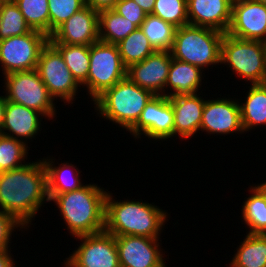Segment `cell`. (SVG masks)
<instances>
[{
	"instance_id": "cell-1",
	"label": "cell",
	"mask_w": 266,
	"mask_h": 267,
	"mask_svg": "<svg viewBox=\"0 0 266 267\" xmlns=\"http://www.w3.org/2000/svg\"><path fill=\"white\" fill-rule=\"evenodd\" d=\"M48 196L47 170L41 158L0 173V210L27 229ZM37 212V213H36Z\"/></svg>"
},
{
	"instance_id": "cell-2",
	"label": "cell",
	"mask_w": 266,
	"mask_h": 267,
	"mask_svg": "<svg viewBox=\"0 0 266 267\" xmlns=\"http://www.w3.org/2000/svg\"><path fill=\"white\" fill-rule=\"evenodd\" d=\"M107 191L96 184L61 194H48L73 237L96 234L105 230Z\"/></svg>"
},
{
	"instance_id": "cell-3",
	"label": "cell",
	"mask_w": 266,
	"mask_h": 267,
	"mask_svg": "<svg viewBox=\"0 0 266 267\" xmlns=\"http://www.w3.org/2000/svg\"><path fill=\"white\" fill-rule=\"evenodd\" d=\"M168 213L143 201L114 200L106 196L105 231L113 236L135 235L159 238Z\"/></svg>"
},
{
	"instance_id": "cell-4",
	"label": "cell",
	"mask_w": 266,
	"mask_h": 267,
	"mask_svg": "<svg viewBox=\"0 0 266 267\" xmlns=\"http://www.w3.org/2000/svg\"><path fill=\"white\" fill-rule=\"evenodd\" d=\"M153 96L151 91L139 87L126 77L105 90L93 102L100 117L129 131Z\"/></svg>"
},
{
	"instance_id": "cell-5",
	"label": "cell",
	"mask_w": 266,
	"mask_h": 267,
	"mask_svg": "<svg viewBox=\"0 0 266 267\" xmlns=\"http://www.w3.org/2000/svg\"><path fill=\"white\" fill-rule=\"evenodd\" d=\"M224 33L201 26L184 25L176 29L172 58L204 69L221 64V44Z\"/></svg>"
},
{
	"instance_id": "cell-6",
	"label": "cell",
	"mask_w": 266,
	"mask_h": 267,
	"mask_svg": "<svg viewBox=\"0 0 266 267\" xmlns=\"http://www.w3.org/2000/svg\"><path fill=\"white\" fill-rule=\"evenodd\" d=\"M250 84L266 83V54L262 41L245 40L224 34L221 64Z\"/></svg>"
},
{
	"instance_id": "cell-7",
	"label": "cell",
	"mask_w": 266,
	"mask_h": 267,
	"mask_svg": "<svg viewBox=\"0 0 266 267\" xmlns=\"http://www.w3.org/2000/svg\"><path fill=\"white\" fill-rule=\"evenodd\" d=\"M4 76L6 101L34 109L49 120L56 117L54 99L42 82L37 69L12 72Z\"/></svg>"
},
{
	"instance_id": "cell-8",
	"label": "cell",
	"mask_w": 266,
	"mask_h": 267,
	"mask_svg": "<svg viewBox=\"0 0 266 267\" xmlns=\"http://www.w3.org/2000/svg\"><path fill=\"white\" fill-rule=\"evenodd\" d=\"M126 71L117 44L97 41L90 45L88 79L81 86H86L91 101H94L105 90L125 79Z\"/></svg>"
},
{
	"instance_id": "cell-9",
	"label": "cell",
	"mask_w": 266,
	"mask_h": 267,
	"mask_svg": "<svg viewBox=\"0 0 266 267\" xmlns=\"http://www.w3.org/2000/svg\"><path fill=\"white\" fill-rule=\"evenodd\" d=\"M48 42L49 37L36 30L0 40L2 74L36 69L40 53Z\"/></svg>"
},
{
	"instance_id": "cell-10",
	"label": "cell",
	"mask_w": 266,
	"mask_h": 267,
	"mask_svg": "<svg viewBox=\"0 0 266 267\" xmlns=\"http://www.w3.org/2000/svg\"><path fill=\"white\" fill-rule=\"evenodd\" d=\"M36 69L54 100L60 98L64 103H73L80 84L73 77L60 52L50 42L42 49Z\"/></svg>"
},
{
	"instance_id": "cell-11",
	"label": "cell",
	"mask_w": 266,
	"mask_h": 267,
	"mask_svg": "<svg viewBox=\"0 0 266 267\" xmlns=\"http://www.w3.org/2000/svg\"><path fill=\"white\" fill-rule=\"evenodd\" d=\"M74 238L82 243L66 258L73 267H120L115 236L112 234L104 230Z\"/></svg>"
},
{
	"instance_id": "cell-12",
	"label": "cell",
	"mask_w": 266,
	"mask_h": 267,
	"mask_svg": "<svg viewBox=\"0 0 266 267\" xmlns=\"http://www.w3.org/2000/svg\"><path fill=\"white\" fill-rule=\"evenodd\" d=\"M134 138L160 141L174 137V113L169 97L154 95L146 104L137 123L128 131ZM159 139V140H158Z\"/></svg>"
},
{
	"instance_id": "cell-13",
	"label": "cell",
	"mask_w": 266,
	"mask_h": 267,
	"mask_svg": "<svg viewBox=\"0 0 266 267\" xmlns=\"http://www.w3.org/2000/svg\"><path fill=\"white\" fill-rule=\"evenodd\" d=\"M230 36L245 40L266 41V5L256 0H233Z\"/></svg>"
},
{
	"instance_id": "cell-14",
	"label": "cell",
	"mask_w": 266,
	"mask_h": 267,
	"mask_svg": "<svg viewBox=\"0 0 266 267\" xmlns=\"http://www.w3.org/2000/svg\"><path fill=\"white\" fill-rule=\"evenodd\" d=\"M159 241L135 235L115 236L120 267H167Z\"/></svg>"
},
{
	"instance_id": "cell-15",
	"label": "cell",
	"mask_w": 266,
	"mask_h": 267,
	"mask_svg": "<svg viewBox=\"0 0 266 267\" xmlns=\"http://www.w3.org/2000/svg\"><path fill=\"white\" fill-rule=\"evenodd\" d=\"M99 41V12L85 5L49 37L51 44L92 45Z\"/></svg>"
},
{
	"instance_id": "cell-16",
	"label": "cell",
	"mask_w": 266,
	"mask_h": 267,
	"mask_svg": "<svg viewBox=\"0 0 266 267\" xmlns=\"http://www.w3.org/2000/svg\"><path fill=\"white\" fill-rule=\"evenodd\" d=\"M238 99L217 98L205 100L200 131L227 135L244 133Z\"/></svg>"
},
{
	"instance_id": "cell-17",
	"label": "cell",
	"mask_w": 266,
	"mask_h": 267,
	"mask_svg": "<svg viewBox=\"0 0 266 267\" xmlns=\"http://www.w3.org/2000/svg\"><path fill=\"white\" fill-rule=\"evenodd\" d=\"M171 64L169 51H155L141 62L130 65L126 77L154 95L165 96V86Z\"/></svg>"
},
{
	"instance_id": "cell-18",
	"label": "cell",
	"mask_w": 266,
	"mask_h": 267,
	"mask_svg": "<svg viewBox=\"0 0 266 267\" xmlns=\"http://www.w3.org/2000/svg\"><path fill=\"white\" fill-rule=\"evenodd\" d=\"M233 0H187L190 25L226 33L231 22Z\"/></svg>"
},
{
	"instance_id": "cell-19",
	"label": "cell",
	"mask_w": 266,
	"mask_h": 267,
	"mask_svg": "<svg viewBox=\"0 0 266 267\" xmlns=\"http://www.w3.org/2000/svg\"><path fill=\"white\" fill-rule=\"evenodd\" d=\"M174 113V137L190 139L200 130L205 99L199 95L171 96Z\"/></svg>"
},
{
	"instance_id": "cell-20",
	"label": "cell",
	"mask_w": 266,
	"mask_h": 267,
	"mask_svg": "<svg viewBox=\"0 0 266 267\" xmlns=\"http://www.w3.org/2000/svg\"><path fill=\"white\" fill-rule=\"evenodd\" d=\"M41 116L34 109L6 101L2 134L27 143V139L31 140L42 130Z\"/></svg>"
},
{
	"instance_id": "cell-21",
	"label": "cell",
	"mask_w": 266,
	"mask_h": 267,
	"mask_svg": "<svg viewBox=\"0 0 266 267\" xmlns=\"http://www.w3.org/2000/svg\"><path fill=\"white\" fill-rule=\"evenodd\" d=\"M203 71L197 66L179 61L171 56V64L165 86V96L196 94L202 85V78L204 79ZM168 88L171 92H168Z\"/></svg>"
},
{
	"instance_id": "cell-22",
	"label": "cell",
	"mask_w": 266,
	"mask_h": 267,
	"mask_svg": "<svg viewBox=\"0 0 266 267\" xmlns=\"http://www.w3.org/2000/svg\"><path fill=\"white\" fill-rule=\"evenodd\" d=\"M245 102L239 103L244 132L266 125V83L250 84Z\"/></svg>"
},
{
	"instance_id": "cell-23",
	"label": "cell",
	"mask_w": 266,
	"mask_h": 267,
	"mask_svg": "<svg viewBox=\"0 0 266 267\" xmlns=\"http://www.w3.org/2000/svg\"><path fill=\"white\" fill-rule=\"evenodd\" d=\"M42 160L47 170L48 194L71 192L84 186L79 177L80 170L74 164L65 162L55 166L52 158Z\"/></svg>"
},
{
	"instance_id": "cell-24",
	"label": "cell",
	"mask_w": 266,
	"mask_h": 267,
	"mask_svg": "<svg viewBox=\"0 0 266 267\" xmlns=\"http://www.w3.org/2000/svg\"><path fill=\"white\" fill-rule=\"evenodd\" d=\"M229 263L231 267H266V234L247 233Z\"/></svg>"
},
{
	"instance_id": "cell-25",
	"label": "cell",
	"mask_w": 266,
	"mask_h": 267,
	"mask_svg": "<svg viewBox=\"0 0 266 267\" xmlns=\"http://www.w3.org/2000/svg\"><path fill=\"white\" fill-rule=\"evenodd\" d=\"M137 28L114 9L99 12V41L118 44Z\"/></svg>"
},
{
	"instance_id": "cell-26",
	"label": "cell",
	"mask_w": 266,
	"mask_h": 267,
	"mask_svg": "<svg viewBox=\"0 0 266 267\" xmlns=\"http://www.w3.org/2000/svg\"><path fill=\"white\" fill-rule=\"evenodd\" d=\"M140 29L155 51L171 50L177 27L153 14H147Z\"/></svg>"
},
{
	"instance_id": "cell-27",
	"label": "cell",
	"mask_w": 266,
	"mask_h": 267,
	"mask_svg": "<svg viewBox=\"0 0 266 267\" xmlns=\"http://www.w3.org/2000/svg\"><path fill=\"white\" fill-rule=\"evenodd\" d=\"M251 195L245 199L241 209L242 219L250 229V234H266V200L260 191L253 185Z\"/></svg>"
},
{
	"instance_id": "cell-28",
	"label": "cell",
	"mask_w": 266,
	"mask_h": 267,
	"mask_svg": "<svg viewBox=\"0 0 266 267\" xmlns=\"http://www.w3.org/2000/svg\"><path fill=\"white\" fill-rule=\"evenodd\" d=\"M62 55L64 62L76 81L82 85L88 79L90 46L52 44Z\"/></svg>"
},
{
	"instance_id": "cell-29",
	"label": "cell",
	"mask_w": 266,
	"mask_h": 267,
	"mask_svg": "<svg viewBox=\"0 0 266 267\" xmlns=\"http://www.w3.org/2000/svg\"><path fill=\"white\" fill-rule=\"evenodd\" d=\"M117 46L122 62L126 68L143 61L150 54L155 52L148 38L140 28H137L125 39L121 40Z\"/></svg>"
},
{
	"instance_id": "cell-30",
	"label": "cell",
	"mask_w": 266,
	"mask_h": 267,
	"mask_svg": "<svg viewBox=\"0 0 266 267\" xmlns=\"http://www.w3.org/2000/svg\"><path fill=\"white\" fill-rule=\"evenodd\" d=\"M28 148L25 142L0 134V169L9 171L27 164Z\"/></svg>"
},
{
	"instance_id": "cell-31",
	"label": "cell",
	"mask_w": 266,
	"mask_h": 267,
	"mask_svg": "<svg viewBox=\"0 0 266 267\" xmlns=\"http://www.w3.org/2000/svg\"><path fill=\"white\" fill-rule=\"evenodd\" d=\"M31 31L16 3L0 4V40Z\"/></svg>"
},
{
	"instance_id": "cell-32",
	"label": "cell",
	"mask_w": 266,
	"mask_h": 267,
	"mask_svg": "<svg viewBox=\"0 0 266 267\" xmlns=\"http://www.w3.org/2000/svg\"><path fill=\"white\" fill-rule=\"evenodd\" d=\"M15 3L30 28L49 37L48 0H16Z\"/></svg>"
},
{
	"instance_id": "cell-33",
	"label": "cell",
	"mask_w": 266,
	"mask_h": 267,
	"mask_svg": "<svg viewBox=\"0 0 266 267\" xmlns=\"http://www.w3.org/2000/svg\"><path fill=\"white\" fill-rule=\"evenodd\" d=\"M152 14L177 28L189 24L187 0H155Z\"/></svg>"
},
{
	"instance_id": "cell-34",
	"label": "cell",
	"mask_w": 266,
	"mask_h": 267,
	"mask_svg": "<svg viewBox=\"0 0 266 267\" xmlns=\"http://www.w3.org/2000/svg\"><path fill=\"white\" fill-rule=\"evenodd\" d=\"M84 6V0H48L49 37L61 24Z\"/></svg>"
},
{
	"instance_id": "cell-35",
	"label": "cell",
	"mask_w": 266,
	"mask_h": 267,
	"mask_svg": "<svg viewBox=\"0 0 266 267\" xmlns=\"http://www.w3.org/2000/svg\"><path fill=\"white\" fill-rule=\"evenodd\" d=\"M114 10L140 28L146 13L134 0H119Z\"/></svg>"
},
{
	"instance_id": "cell-36",
	"label": "cell",
	"mask_w": 266,
	"mask_h": 267,
	"mask_svg": "<svg viewBox=\"0 0 266 267\" xmlns=\"http://www.w3.org/2000/svg\"><path fill=\"white\" fill-rule=\"evenodd\" d=\"M18 227L24 228L14 217L0 210V249H11L10 237Z\"/></svg>"
},
{
	"instance_id": "cell-37",
	"label": "cell",
	"mask_w": 266,
	"mask_h": 267,
	"mask_svg": "<svg viewBox=\"0 0 266 267\" xmlns=\"http://www.w3.org/2000/svg\"><path fill=\"white\" fill-rule=\"evenodd\" d=\"M118 1L119 0H84V3L93 10L100 12L114 9Z\"/></svg>"
},
{
	"instance_id": "cell-38",
	"label": "cell",
	"mask_w": 266,
	"mask_h": 267,
	"mask_svg": "<svg viewBox=\"0 0 266 267\" xmlns=\"http://www.w3.org/2000/svg\"><path fill=\"white\" fill-rule=\"evenodd\" d=\"M10 249H0V267H16Z\"/></svg>"
},
{
	"instance_id": "cell-39",
	"label": "cell",
	"mask_w": 266,
	"mask_h": 267,
	"mask_svg": "<svg viewBox=\"0 0 266 267\" xmlns=\"http://www.w3.org/2000/svg\"><path fill=\"white\" fill-rule=\"evenodd\" d=\"M146 14H152L155 0H134Z\"/></svg>"
},
{
	"instance_id": "cell-40",
	"label": "cell",
	"mask_w": 266,
	"mask_h": 267,
	"mask_svg": "<svg viewBox=\"0 0 266 267\" xmlns=\"http://www.w3.org/2000/svg\"><path fill=\"white\" fill-rule=\"evenodd\" d=\"M5 108H6V98H5V95H3V96H0V134H2Z\"/></svg>"
},
{
	"instance_id": "cell-41",
	"label": "cell",
	"mask_w": 266,
	"mask_h": 267,
	"mask_svg": "<svg viewBox=\"0 0 266 267\" xmlns=\"http://www.w3.org/2000/svg\"><path fill=\"white\" fill-rule=\"evenodd\" d=\"M255 187L260 191V193L264 196L266 200V181L265 183H260L258 185H255Z\"/></svg>"
},
{
	"instance_id": "cell-42",
	"label": "cell",
	"mask_w": 266,
	"mask_h": 267,
	"mask_svg": "<svg viewBox=\"0 0 266 267\" xmlns=\"http://www.w3.org/2000/svg\"><path fill=\"white\" fill-rule=\"evenodd\" d=\"M16 0H0V4L15 3Z\"/></svg>"
},
{
	"instance_id": "cell-43",
	"label": "cell",
	"mask_w": 266,
	"mask_h": 267,
	"mask_svg": "<svg viewBox=\"0 0 266 267\" xmlns=\"http://www.w3.org/2000/svg\"><path fill=\"white\" fill-rule=\"evenodd\" d=\"M64 266L65 267H73L70 263H68L66 260H64Z\"/></svg>"
},
{
	"instance_id": "cell-44",
	"label": "cell",
	"mask_w": 266,
	"mask_h": 267,
	"mask_svg": "<svg viewBox=\"0 0 266 267\" xmlns=\"http://www.w3.org/2000/svg\"><path fill=\"white\" fill-rule=\"evenodd\" d=\"M256 1L261 2V3H263L264 5H266V0H256Z\"/></svg>"
},
{
	"instance_id": "cell-45",
	"label": "cell",
	"mask_w": 266,
	"mask_h": 267,
	"mask_svg": "<svg viewBox=\"0 0 266 267\" xmlns=\"http://www.w3.org/2000/svg\"><path fill=\"white\" fill-rule=\"evenodd\" d=\"M264 43V47H265V54H266V41L263 42Z\"/></svg>"
}]
</instances>
